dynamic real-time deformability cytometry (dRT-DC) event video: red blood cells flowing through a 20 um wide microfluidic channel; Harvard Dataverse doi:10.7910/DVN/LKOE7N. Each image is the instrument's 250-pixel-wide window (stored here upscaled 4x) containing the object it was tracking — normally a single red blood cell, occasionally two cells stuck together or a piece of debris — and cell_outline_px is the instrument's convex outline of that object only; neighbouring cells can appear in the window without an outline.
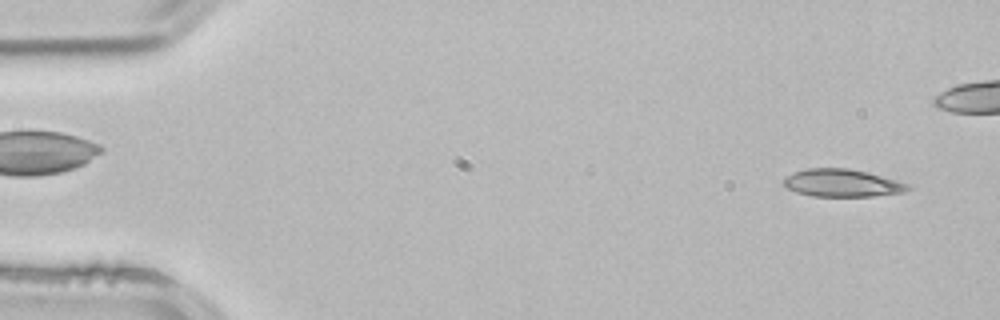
{"species": "common noctule bat (a hibernating species)", "species_latin": "Nyctalus noctula", "temperature_condition": "room temperature", "stored_images_in_passage": 44, "camera_frame_rate_fps": 3000, "um_per_image_px": 0.085, "animal": {"sex": "male", "body_mass_g": 21.5, "forearm_length_mm": 52.0}, "frame": {"image": 1, "passage_image": 2, "time_ms": 0.333, "image_size_px": [1000, 320], "cell_outline_px": [[912, 188], [904, 192], [872, 196], [812, 196], [796, 192], [780, 184], [780, 180], [784, 176], [792, 172], [808, 168], [848, 168], [868, 172], [896, 180], [908, 184]], "centroid_in_image_um": [71.5, 15.55], "position_along_channel_um": 13.5, "area_um2": 20.23}}
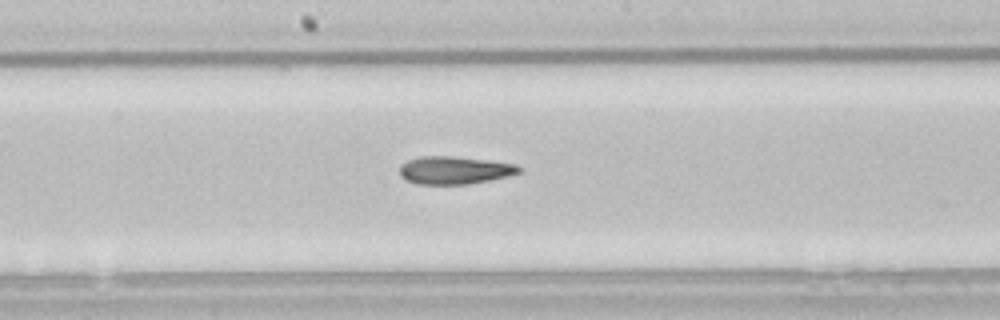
{"frame": {"image": 2, "passage_image": 26, "time_ms": 8.333, "image_size_px": [1000, 320], "cell_outline_px": [[524, 168], [520, 172], [508, 176], [468, 184], [416, 184], [404, 180], [400, 176], [400, 164], [408, 160], [420, 156], [452, 156], [488, 160], [516, 164]], "centroid_in_image_um": [38.61, 14.46], "position_along_channel_um": 209.6, "area_um2": 19.48}}
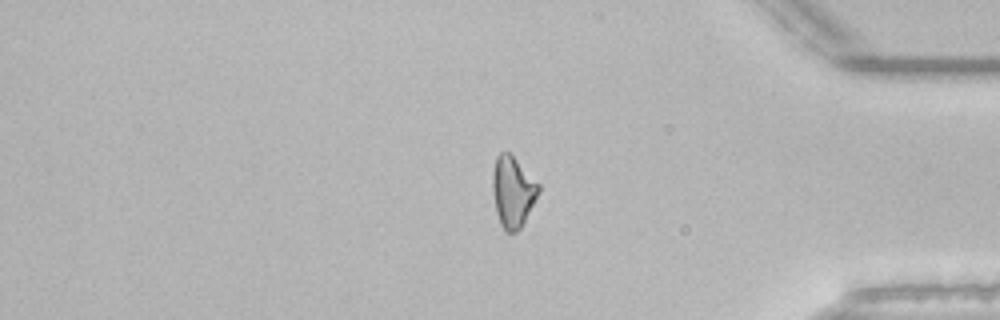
{"frame": {"image": 3, "passage_image": 42, "time_ms": 13.667, "image_size_px": [1000, 320], "cell_outline_px": [[540, 192], [520, 228], [516, 232], [504, 232], [500, 224], [496, 212], [492, 192], [492, 172], [496, 156], [500, 152], [508, 152], [540, 184]], "centroid_in_image_um": [43.57, 16.31], "position_along_channel_um": 391.6, "area_um2": 19.02}}